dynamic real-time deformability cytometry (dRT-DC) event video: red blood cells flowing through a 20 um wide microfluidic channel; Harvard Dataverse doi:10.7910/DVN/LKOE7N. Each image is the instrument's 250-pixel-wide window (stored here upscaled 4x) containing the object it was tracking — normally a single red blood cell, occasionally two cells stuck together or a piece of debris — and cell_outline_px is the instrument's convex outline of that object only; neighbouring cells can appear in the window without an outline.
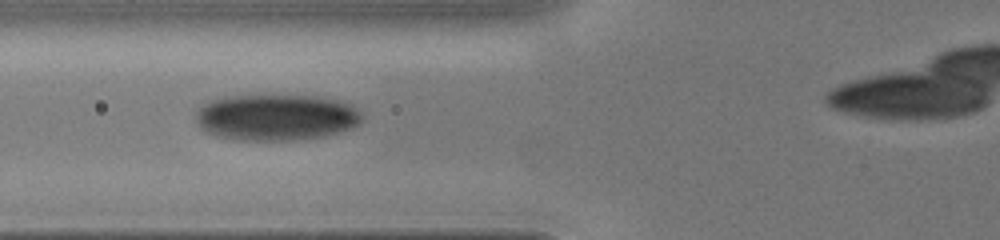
{"species": "human", "species_latin": "Homo sapiens", "temperature_condition": "cold", "stored_images_in_passage": 24, "camera_frame_rate_fps": 3000, "um_per_image_px": 0.085, "donor": {"sex": "male"}, "frame": {"image": 1, "passage_image": 6, "time_ms": 0.667, "image_size_px": [1000, 240], "cell_outline_px": [[360, 124], [324, 136], [296, 140], [236, 140], [216, 136], [200, 128], [196, 120], [196, 112], [200, 104], [208, 100], [224, 96], [320, 96], [352, 104], [360, 112]], "centroid_in_image_um": [23.41, 9.97], "position_along_channel_um": 102.4, "area_um2": 44.91}}
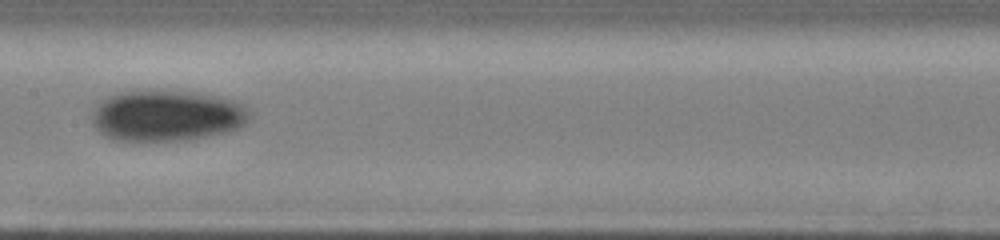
{"frame": {"image": 2, "passage_image": 15, "time_ms": 2.667, "image_size_px": [1000, 240], "cell_outline_px": [[252, 116], [240, 128], [224, 132], [188, 140], [112, 140], [100, 132], [92, 124], [92, 112], [96, 104], [100, 100], [108, 96], [120, 92], [148, 88], [196, 92], [220, 96], [232, 100], [248, 108], [252, 112]], "centroid_in_image_um": [14.16, 9.79], "position_along_channel_um": 193.2, "area_um2": 47.74}}
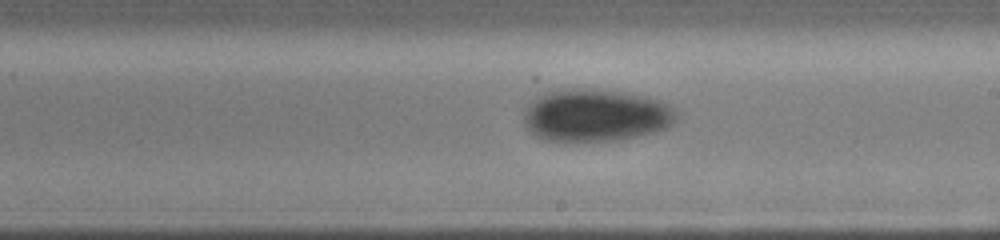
{"frame": {"image": 3, "passage_image": 20, "time_ms": 3.667, "image_size_px": [1000, 240], "cell_outline_px": [[680, 116], [668, 128], [620, 140], [544, 140], [536, 136], [524, 124], [524, 112], [528, 104], [536, 96], [544, 92], [564, 88], [592, 88], [624, 92], [648, 96], [660, 100], [676, 108], [680, 112]], "centroid_in_image_um": [50.67, 9.76], "position_along_channel_um": 238.3, "area_um2": 47.22}}